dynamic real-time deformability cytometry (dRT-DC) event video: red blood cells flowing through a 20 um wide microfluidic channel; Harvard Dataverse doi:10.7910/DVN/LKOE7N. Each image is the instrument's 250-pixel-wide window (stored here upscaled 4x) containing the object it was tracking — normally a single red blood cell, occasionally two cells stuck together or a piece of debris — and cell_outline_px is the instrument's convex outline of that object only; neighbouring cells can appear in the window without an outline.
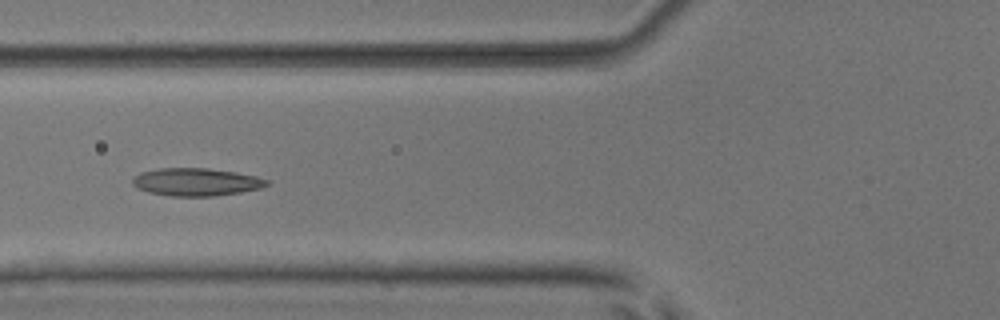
{"species": "common noctule bat (a hibernating species)", "species_latin": "Nyctalus noctula", "temperature_condition": "room temperature", "stored_images_in_passage": 7, "camera_frame_rate_fps": 3000, "um_per_image_px": 0.085, "animal": {"sex": "male", "body_mass_g": 17.9, "forearm_length_mm": 54.2}, "frame": {"image": 1, "passage_image": 7, "time_ms": 2.0, "image_size_px": [1000, 320], "cell_outline_px": [[272, 180], [268, 184], [260, 188], [240, 192], [216, 196], [172, 196], [148, 192], [136, 188], [132, 184], [132, 180], [140, 172], [160, 168], [208, 168], [236, 172], [256, 176]], "centroid_in_image_um": [16.69, 15.46], "position_along_channel_um": 109.1, "area_um2": 21.79}}